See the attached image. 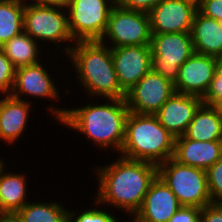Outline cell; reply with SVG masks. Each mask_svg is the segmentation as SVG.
<instances>
[{"label":"cell","mask_w":222,"mask_h":222,"mask_svg":"<svg viewBox=\"0 0 222 222\" xmlns=\"http://www.w3.org/2000/svg\"><path fill=\"white\" fill-rule=\"evenodd\" d=\"M191 37L194 52L213 57L222 55V22L206 17L197 10Z\"/></svg>","instance_id":"cell-20"},{"label":"cell","mask_w":222,"mask_h":222,"mask_svg":"<svg viewBox=\"0 0 222 222\" xmlns=\"http://www.w3.org/2000/svg\"><path fill=\"white\" fill-rule=\"evenodd\" d=\"M197 10L206 17L222 22V0H201Z\"/></svg>","instance_id":"cell-28"},{"label":"cell","mask_w":222,"mask_h":222,"mask_svg":"<svg viewBox=\"0 0 222 222\" xmlns=\"http://www.w3.org/2000/svg\"><path fill=\"white\" fill-rule=\"evenodd\" d=\"M93 200L95 204L92 208L87 207L84 210L81 208L80 212L77 209L76 211L69 209L68 222H120L121 217H117L113 210L110 212L96 199Z\"/></svg>","instance_id":"cell-25"},{"label":"cell","mask_w":222,"mask_h":222,"mask_svg":"<svg viewBox=\"0 0 222 222\" xmlns=\"http://www.w3.org/2000/svg\"><path fill=\"white\" fill-rule=\"evenodd\" d=\"M0 157V215H14L27 202L30 194L27 175L24 172H8V162ZM5 160V161H4ZM6 163V164H5Z\"/></svg>","instance_id":"cell-19"},{"label":"cell","mask_w":222,"mask_h":222,"mask_svg":"<svg viewBox=\"0 0 222 222\" xmlns=\"http://www.w3.org/2000/svg\"><path fill=\"white\" fill-rule=\"evenodd\" d=\"M206 174L212 203H222V158L208 168Z\"/></svg>","instance_id":"cell-26"},{"label":"cell","mask_w":222,"mask_h":222,"mask_svg":"<svg viewBox=\"0 0 222 222\" xmlns=\"http://www.w3.org/2000/svg\"><path fill=\"white\" fill-rule=\"evenodd\" d=\"M163 0H119L117 4L125 9L149 13Z\"/></svg>","instance_id":"cell-31"},{"label":"cell","mask_w":222,"mask_h":222,"mask_svg":"<svg viewBox=\"0 0 222 222\" xmlns=\"http://www.w3.org/2000/svg\"><path fill=\"white\" fill-rule=\"evenodd\" d=\"M175 137L156 115L129 112L120 156L159 165L174 155Z\"/></svg>","instance_id":"cell-4"},{"label":"cell","mask_w":222,"mask_h":222,"mask_svg":"<svg viewBox=\"0 0 222 222\" xmlns=\"http://www.w3.org/2000/svg\"><path fill=\"white\" fill-rule=\"evenodd\" d=\"M27 202L14 216L19 222H68L69 210L58 201Z\"/></svg>","instance_id":"cell-23"},{"label":"cell","mask_w":222,"mask_h":222,"mask_svg":"<svg viewBox=\"0 0 222 222\" xmlns=\"http://www.w3.org/2000/svg\"><path fill=\"white\" fill-rule=\"evenodd\" d=\"M196 11L191 0H163L148 13L151 34L191 33Z\"/></svg>","instance_id":"cell-12"},{"label":"cell","mask_w":222,"mask_h":222,"mask_svg":"<svg viewBox=\"0 0 222 222\" xmlns=\"http://www.w3.org/2000/svg\"><path fill=\"white\" fill-rule=\"evenodd\" d=\"M184 136L195 141L222 140V118L216 106L202 103Z\"/></svg>","instance_id":"cell-21"},{"label":"cell","mask_w":222,"mask_h":222,"mask_svg":"<svg viewBox=\"0 0 222 222\" xmlns=\"http://www.w3.org/2000/svg\"><path fill=\"white\" fill-rule=\"evenodd\" d=\"M33 104L13 98L10 95L0 96V141L15 144L27 130ZM11 144V145H10Z\"/></svg>","instance_id":"cell-17"},{"label":"cell","mask_w":222,"mask_h":222,"mask_svg":"<svg viewBox=\"0 0 222 222\" xmlns=\"http://www.w3.org/2000/svg\"><path fill=\"white\" fill-rule=\"evenodd\" d=\"M65 57L72 65L71 72L75 71L77 75L74 78L89 98H126L119 85L109 46L100 40L76 41Z\"/></svg>","instance_id":"cell-3"},{"label":"cell","mask_w":222,"mask_h":222,"mask_svg":"<svg viewBox=\"0 0 222 222\" xmlns=\"http://www.w3.org/2000/svg\"><path fill=\"white\" fill-rule=\"evenodd\" d=\"M23 27L25 33L42 45L52 42L55 49L64 45L61 50L65 56L75 43L69 31L65 6L25 2Z\"/></svg>","instance_id":"cell-5"},{"label":"cell","mask_w":222,"mask_h":222,"mask_svg":"<svg viewBox=\"0 0 222 222\" xmlns=\"http://www.w3.org/2000/svg\"><path fill=\"white\" fill-rule=\"evenodd\" d=\"M216 73L213 56L194 52L179 68L175 92L204 98Z\"/></svg>","instance_id":"cell-14"},{"label":"cell","mask_w":222,"mask_h":222,"mask_svg":"<svg viewBox=\"0 0 222 222\" xmlns=\"http://www.w3.org/2000/svg\"><path fill=\"white\" fill-rule=\"evenodd\" d=\"M215 106L218 109L220 116L222 118V100L220 102H218Z\"/></svg>","instance_id":"cell-36"},{"label":"cell","mask_w":222,"mask_h":222,"mask_svg":"<svg viewBox=\"0 0 222 222\" xmlns=\"http://www.w3.org/2000/svg\"><path fill=\"white\" fill-rule=\"evenodd\" d=\"M174 92L171 81L151 70L126 93L125 99L129 112L155 115Z\"/></svg>","instance_id":"cell-10"},{"label":"cell","mask_w":222,"mask_h":222,"mask_svg":"<svg viewBox=\"0 0 222 222\" xmlns=\"http://www.w3.org/2000/svg\"><path fill=\"white\" fill-rule=\"evenodd\" d=\"M94 167L98 181L97 193L100 204L125 212L132 218L141 208L151 182L157 176V165L118 156L110 163ZM98 176V177H97Z\"/></svg>","instance_id":"cell-2"},{"label":"cell","mask_w":222,"mask_h":222,"mask_svg":"<svg viewBox=\"0 0 222 222\" xmlns=\"http://www.w3.org/2000/svg\"><path fill=\"white\" fill-rule=\"evenodd\" d=\"M45 65L46 63L41 61L34 65L16 68L13 88L9 95L30 103L34 102L29 100L31 97H34L33 99L38 97L39 100L41 98L44 100L45 98L48 101H57L58 104L61 100L59 95L60 90H58L57 83L52 78L51 71L49 72Z\"/></svg>","instance_id":"cell-11"},{"label":"cell","mask_w":222,"mask_h":222,"mask_svg":"<svg viewBox=\"0 0 222 222\" xmlns=\"http://www.w3.org/2000/svg\"><path fill=\"white\" fill-rule=\"evenodd\" d=\"M193 2H195L196 4H198L201 0H191Z\"/></svg>","instance_id":"cell-37"},{"label":"cell","mask_w":222,"mask_h":222,"mask_svg":"<svg viewBox=\"0 0 222 222\" xmlns=\"http://www.w3.org/2000/svg\"><path fill=\"white\" fill-rule=\"evenodd\" d=\"M93 100L82 107L69 109L51 103L47 111L60 125L83 134L89 143L98 146L101 151L110 149L119 155L129 113L126 99H105L101 101L104 103L99 102V99L93 103Z\"/></svg>","instance_id":"cell-1"},{"label":"cell","mask_w":222,"mask_h":222,"mask_svg":"<svg viewBox=\"0 0 222 222\" xmlns=\"http://www.w3.org/2000/svg\"><path fill=\"white\" fill-rule=\"evenodd\" d=\"M216 59V74H222V55L215 57Z\"/></svg>","instance_id":"cell-35"},{"label":"cell","mask_w":222,"mask_h":222,"mask_svg":"<svg viewBox=\"0 0 222 222\" xmlns=\"http://www.w3.org/2000/svg\"><path fill=\"white\" fill-rule=\"evenodd\" d=\"M181 206L175 194L157 175L148 188L141 208L129 222H168Z\"/></svg>","instance_id":"cell-15"},{"label":"cell","mask_w":222,"mask_h":222,"mask_svg":"<svg viewBox=\"0 0 222 222\" xmlns=\"http://www.w3.org/2000/svg\"><path fill=\"white\" fill-rule=\"evenodd\" d=\"M24 2H30L35 4H48V5H61L65 6L69 0H23Z\"/></svg>","instance_id":"cell-33"},{"label":"cell","mask_w":222,"mask_h":222,"mask_svg":"<svg viewBox=\"0 0 222 222\" xmlns=\"http://www.w3.org/2000/svg\"><path fill=\"white\" fill-rule=\"evenodd\" d=\"M222 100V74L214 75L209 90L203 98V103L207 105H216Z\"/></svg>","instance_id":"cell-30"},{"label":"cell","mask_w":222,"mask_h":222,"mask_svg":"<svg viewBox=\"0 0 222 222\" xmlns=\"http://www.w3.org/2000/svg\"><path fill=\"white\" fill-rule=\"evenodd\" d=\"M111 53L119 85L125 93L152 70L150 45L115 47Z\"/></svg>","instance_id":"cell-13"},{"label":"cell","mask_w":222,"mask_h":222,"mask_svg":"<svg viewBox=\"0 0 222 222\" xmlns=\"http://www.w3.org/2000/svg\"><path fill=\"white\" fill-rule=\"evenodd\" d=\"M41 45L24 31L8 40L0 49L16 67L34 65L42 60Z\"/></svg>","instance_id":"cell-22"},{"label":"cell","mask_w":222,"mask_h":222,"mask_svg":"<svg viewBox=\"0 0 222 222\" xmlns=\"http://www.w3.org/2000/svg\"><path fill=\"white\" fill-rule=\"evenodd\" d=\"M200 222H222V203H211L204 206Z\"/></svg>","instance_id":"cell-32"},{"label":"cell","mask_w":222,"mask_h":222,"mask_svg":"<svg viewBox=\"0 0 222 222\" xmlns=\"http://www.w3.org/2000/svg\"><path fill=\"white\" fill-rule=\"evenodd\" d=\"M16 67L0 49V94L9 95L14 84Z\"/></svg>","instance_id":"cell-27"},{"label":"cell","mask_w":222,"mask_h":222,"mask_svg":"<svg viewBox=\"0 0 222 222\" xmlns=\"http://www.w3.org/2000/svg\"><path fill=\"white\" fill-rule=\"evenodd\" d=\"M0 222H19L14 215H0Z\"/></svg>","instance_id":"cell-34"},{"label":"cell","mask_w":222,"mask_h":222,"mask_svg":"<svg viewBox=\"0 0 222 222\" xmlns=\"http://www.w3.org/2000/svg\"><path fill=\"white\" fill-rule=\"evenodd\" d=\"M114 0H69L65 5L73 40H100L107 28Z\"/></svg>","instance_id":"cell-7"},{"label":"cell","mask_w":222,"mask_h":222,"mask_svg":"<svg viewBox=\"0 0 222 222\" xmlns=\"http://www.w3.org/2000/svg\"><path fill=\"white\" fill-rule=\"evenodd\" d=\"M173 158L181 164L207 170L222 158V140L195 141L184 135L176 137Z\"/></svg>","instance_id":"cell-18"},{"label":"cell","mask_w":222,"mask_h":222,"mask_svg":"<svg viewBox=\"0 0 222 222\" xmlns=\"http://www.w3.org/2000/svg\"><path fill=\"white\" fill-rule=\"evenodd\" d=\"M202 209L195 206H181L168 222H200Z\"/></svg>","instance_id":"cell-29"},{"label":"cell","mask_w":222,"mask_h":222,"mask_svg":"<svg viewBox=\"0 0 222 222\" xmlns=\"http://www.w3.org/2000/svg\"><path fill=\"white\" fill-rule=\"evenodd\" d=\"M203 103L198 96L174 92L155 114L175 138L185 134L196 110Z\"/></svg>","instance_id":"cell-16"},{"label":"cell","mask_w":222,"mask_h":222,"mask_svg":"<svg viewBox=\"0 0 222 222\" xmlns=\"http://www.w3.org/2000/svg\"><path fill=\"white\" fill-rule=\"evenodd\" d=\"M157 175L175 194L182 206L202 209L212 203L206 170L181 164L171 157L157 166Z\"/></svg>","instance_id":"cell-6"},{"label":"cell","mask_w":222,"mask_h":222,"mask_svg":"<svg viewBox=\"0 0 222 222\" xmlns=\"http://www.w3.org/2000/svg\"><path fill=\"white\" fill-rule=\"evenodd\" d=\"M23 0H0V47L24 31Z\"/></svg>","instance_id":"cell-24"},{"label":"cell","mask_w":222,"mask_h":222,"mask_svg":"<svg viewBox=\"0 0 222 222\" xmlns=\"http://www.w3.org/2000/svg\"><path fill=\"white\" fill-rule=\"evenodd\" d=\"M100 41L110 48L150 45L149 14L128 10L116 3L110 13L106 31Z\"/></svg>","instance_id":"cell-8"},{"label":"cell","mask_w":222,"mask_h":222,"mask_svg":"<svg viewBox=\"0 0 222 222\" xmlns=\"http://www.w3.org/2000/svg\"><path fill=\"white\" fill-rule=\"evenodd\" d=\"M152 71L173 84L180 66L194 53L191 33L151 34Z\"/></svg>","instance_id":"cell-9"}]
</instances>
